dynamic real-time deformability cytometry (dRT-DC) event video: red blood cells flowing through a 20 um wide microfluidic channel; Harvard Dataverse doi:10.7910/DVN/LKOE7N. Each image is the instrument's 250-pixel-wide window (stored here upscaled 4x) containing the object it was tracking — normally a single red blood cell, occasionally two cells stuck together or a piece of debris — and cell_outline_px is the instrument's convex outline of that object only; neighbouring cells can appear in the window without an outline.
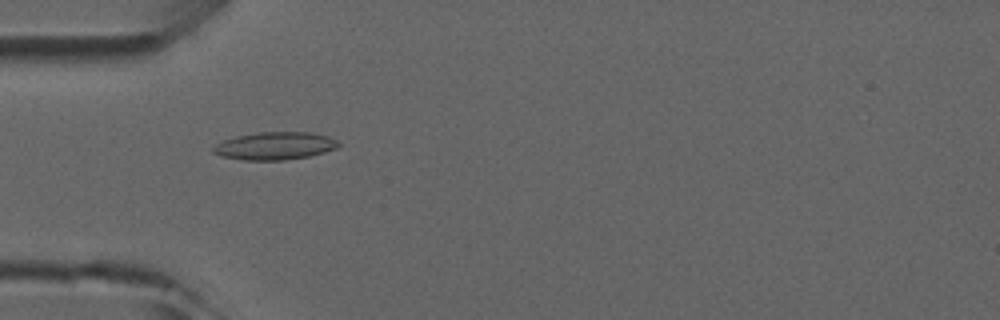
{"species": "common noctule bat (a hibernating species)", "species_latin": "Nyctalus noctula", "temperature_condition": "room temperature", "stored_images_in_passage": 7, "camera_frame_rate_fps": 3000, "um_per_image_px": 0.085, "animal": {"sex": "male", "forearm_length_mm": 52.5}, "frame": {"image": 1, "passage_image": 4, "time_ms": 4.333, "image_size_px": [1000, 320], "cell_outline_px": [[340, 144], [336, 148], [324, 152], [308, 156], [284, 160], [244, 160], [220, 156], [212, 152], [212, 148], [216, 144], [224, 140], [236, 136], [260, 132], [312, 132], [328, 136], [336, 140]], "centroid_in_image_um": [23.35, 12.4], "position_along_channel_um": 61.7, "area_um2": 20.17}}
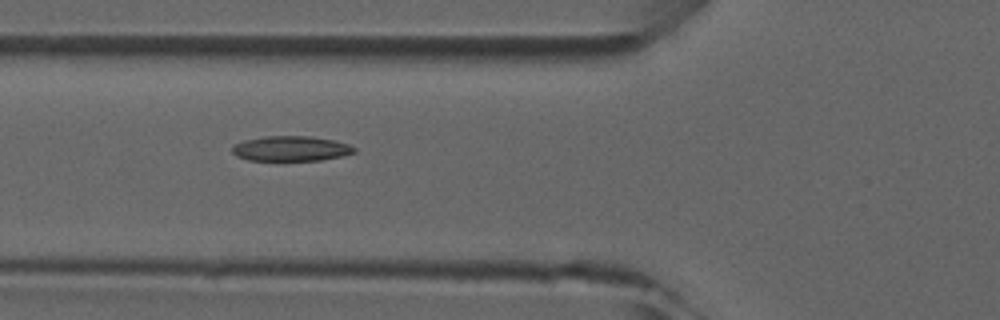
{"frame": {"image": 2, "passage_image": 5, "time_ms": 5.333, "image_size_px": [1000, 320], "cell_outline_px": [[356, 152], [344, 156], [320, 160], [248, 160], [236, 156], [232, 152], [232, 148], [236, 144], [244, 140], [264, 136], [312, 136], [336, 140], [348, 144], [356, 148]], "centroid_in_image_um": [24.77, 12.62], "position_along_channel_um": 101.0, "area_um2": 17.92}}
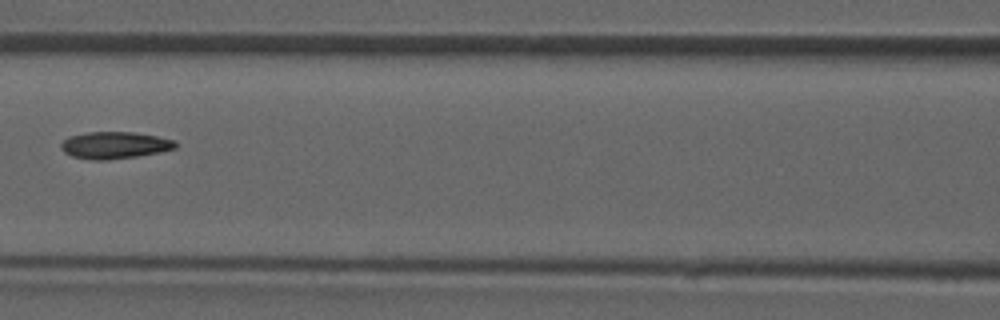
{"frame": {"image": 3, "passage_image": 6, "time_ms": 6.667, "image_size_px": [1000, 320], "cell_outline_px": [[176, 148], [160, 152], [136, 156], [108, 160], [92, 160], [72, 156], [64, 152], [60, 148], [60, 144], [68, 136], [88, 132], [132, 132], [156, 136], [176, 140]], "centroid_in_image_um": [9.72, 12.34], "position_along_channel_um": 156.9, "area_um2": 17.98}}